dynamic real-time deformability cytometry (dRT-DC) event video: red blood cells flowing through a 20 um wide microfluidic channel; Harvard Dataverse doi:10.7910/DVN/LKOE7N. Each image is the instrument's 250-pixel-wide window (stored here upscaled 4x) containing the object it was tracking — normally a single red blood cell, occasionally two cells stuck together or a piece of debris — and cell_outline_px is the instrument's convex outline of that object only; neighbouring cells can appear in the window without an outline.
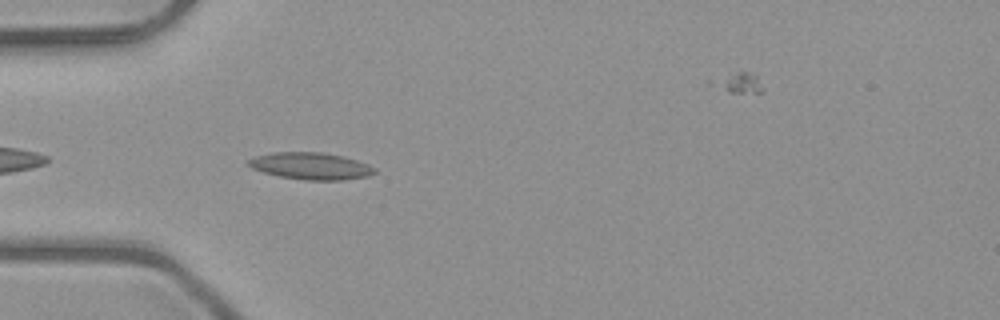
{"species": "common noctule bat (a hibernating species)", "species_latin": "Nyctalus noctula", "temperature_condition": "room temperature", "stored_images_in_passage": 39, "camera_frame_rate_fps": 3000, "um_per_image_px": 0.085, "animal": {"sex": "male", "body_mass_g": 23.1, "forearm_length_mm": 52.7}, "frame": {"image": 1, "passage_image": 3, "time_ms": 0.667, "image_size_px": [1000, 320], "cell_outline_px": [[376, 172], [368, 176], [344, 180], [304, 180], [280, 176], [264, 172], [252, 168], [248, 164], [248, 160], [256, 156], [276, 152], [324, 152], [344, 156], [368, 164], [376, 168]], "centroid_in_image_um": [26.46, 14.11], "position_along_channel_um": 58.5, "area_um2": 19.77}}
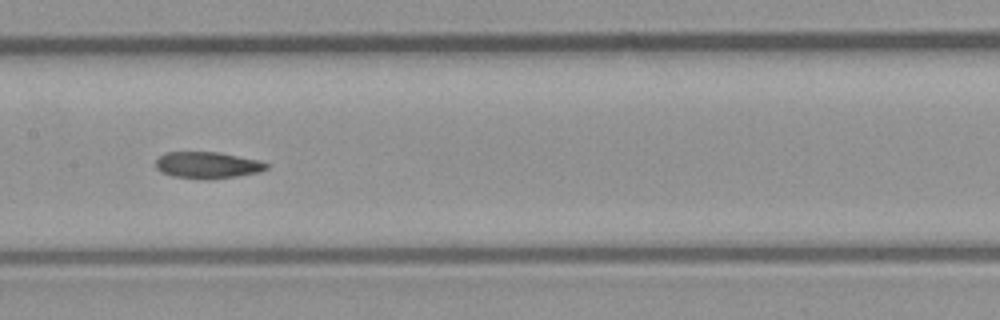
{"frame": {"image": 2, "passage_image": 13, "time_ms": 4.0, "image_size_px": [1000, 320], "cell_outline_px": [[268, 168], [260, 172], [236, 176], [204, 180], [172, 176], [160, 172], [156, 168], [156, 160], [164, 152], [220, 152], [260, 160], [268, 164]], "centroid_in_image_um": [17.63, 14.03], "position_along_channel_um": 189.8, "area_um2": 17.34}}
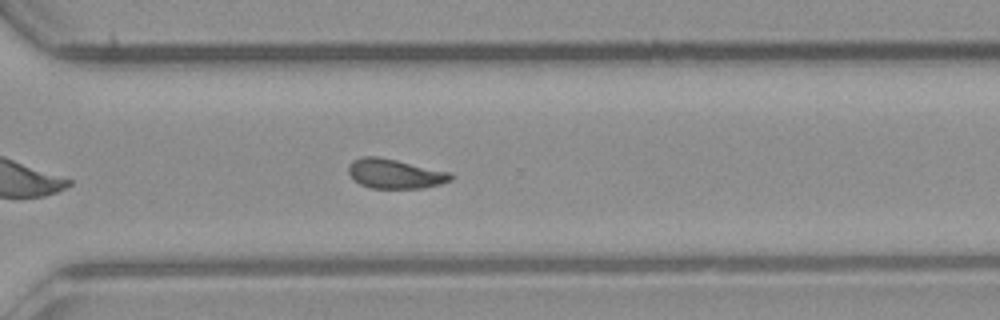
{"frame": {"image": 3, "passage_image": 24, "time_ms": 7.667, "image_size_px": [1000, 320], "cell_outline_px": [[452, 180], [440, 184], [424, 188], [372, 188], [360, 184], [348, 172], [348, 164], [352, 160], [364, 156], [380, 156], [452, 172]], "centroid_in_image_um": [33.59, 14.75], "position_along_channel_um": 337.0, "area_um2": 17.74}, "authors_computed_cell_mechanics": {"area_um2": 17.5712, "velocity_mm_per_s": 4.0342, "shape_relaxation_time_tau1_ms": 6.0619, "shape_relaxation_time_tau2_ms": 4.8913, "deformation_change_tau1": 0.1475, "deformation_change_tau2": 0.1082}}